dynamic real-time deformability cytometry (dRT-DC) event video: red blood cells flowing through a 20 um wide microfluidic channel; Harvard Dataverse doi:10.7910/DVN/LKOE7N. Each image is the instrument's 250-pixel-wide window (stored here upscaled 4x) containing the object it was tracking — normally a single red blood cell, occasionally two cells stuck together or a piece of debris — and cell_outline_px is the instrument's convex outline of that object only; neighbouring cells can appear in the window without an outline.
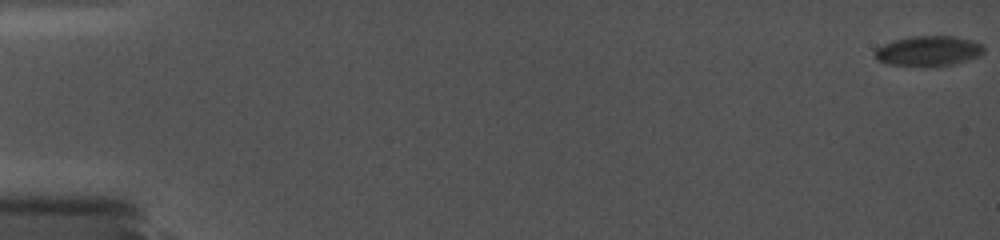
{"species": "common noctule bat (a hibernating species)", "species_latin": "Nyctalus noctula", "temperature_condition": "cold", "stored_images_in_passage": 20, "camera_frame_rate_fps": 5000, "um_per_image_px": 0.085, "animal": {"sex": "female", "body_mass_g": 19.0, "forearm_length_mm": 56.7}, "frame": {"image": 1, "passage_image": 1, "time_ms": 0.0, "image_size_px": [1000, 240], "cell_outline_px": [[984, 52], [980, 56], [952, 64], [924, 68], [888, 64], [876, 60], [872, 52], [876, 48], [892, 40], [908, 36], [956, 36], [972, 40], [980, 44], [984, 48]], "centroid_in_image_um": [78.85, 4.35], "position_along_channel_um": 6.1, "area_um2": 19.65}}